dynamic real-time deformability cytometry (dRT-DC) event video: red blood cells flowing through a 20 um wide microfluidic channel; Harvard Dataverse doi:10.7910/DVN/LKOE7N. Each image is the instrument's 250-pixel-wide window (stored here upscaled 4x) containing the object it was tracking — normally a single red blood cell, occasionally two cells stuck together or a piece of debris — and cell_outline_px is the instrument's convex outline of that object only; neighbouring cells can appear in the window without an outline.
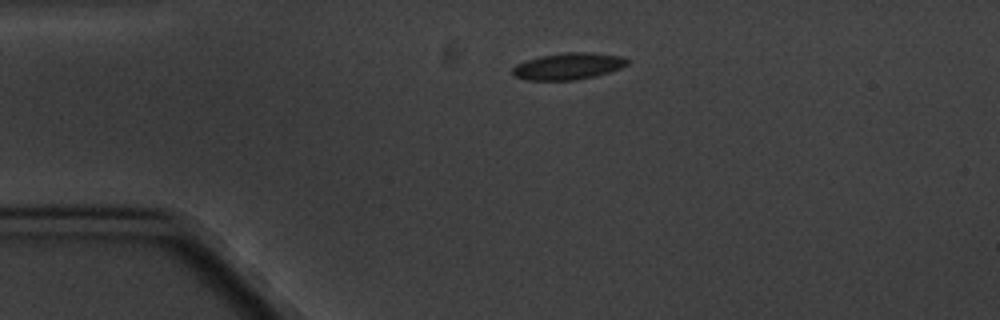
{"species": "common noctule bat (a hibernating species)", "species_latin": "Nyctalus noctula", "temperature_condition": "cold", "stored_images_in_passage": 7, "camera_frame_rate_fps": 3000, "um_per_image_px": 0.085, "animal": {"sex": "male", "body_mass_g": 20.1, "forearm_length_mm": 53.5}, "frame": {"image": 1, "passage_image": 2, "time_ms": 1.333, "image_size_px": [1000, 320], "cell_outline_px": [[628, 64], [620, 68], [596, 76], [576, 80], [524, 80], [512, 76], [512, 68], [516, 64], [540, 56], [568, 52], [588, 52], [620, 56], [628, 60]], "centroid_in_image_um": [48.26, 5.64], "position_along_channel_um": 36.7, "area_um2": 17.8}}
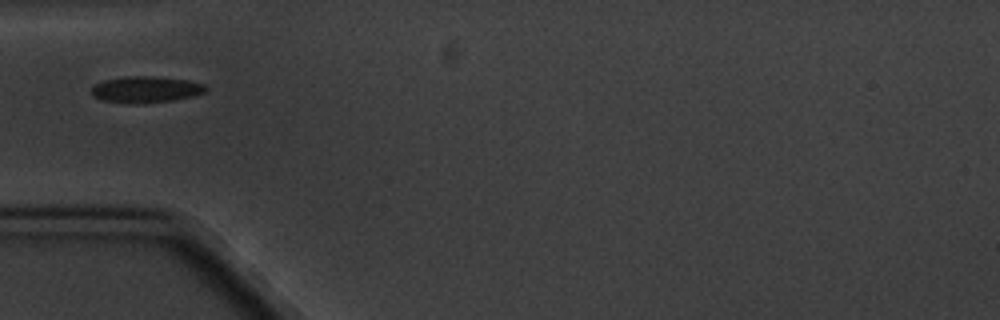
{"frame": {"image": 2, "passage_image": 4, "time_ms": 3.333, "image_size_px": [1000, 320], "cell_outline_px": [[208, 92], [192, 96], [172, 100], [144, 104], [128, 104], [100, 100], [92, 96], [92, 88], [96, 84], [104, 80], [124, 76], [156, 76], [188, 80], [204, 84], [208, 88]], "centroid_in_image_um": [12.4, 7.61], "position_along_channel_um": 72.6, "area_um2": 17.92}}